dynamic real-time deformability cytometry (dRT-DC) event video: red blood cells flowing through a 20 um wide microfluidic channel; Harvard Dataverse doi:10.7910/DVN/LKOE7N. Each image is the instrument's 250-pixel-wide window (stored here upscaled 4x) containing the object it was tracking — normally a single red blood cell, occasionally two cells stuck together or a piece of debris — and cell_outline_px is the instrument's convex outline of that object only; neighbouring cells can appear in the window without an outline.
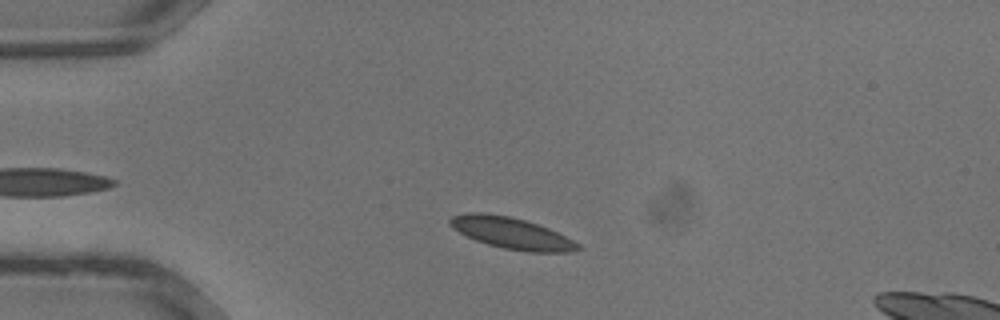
{"species": "common noctule bat (a hibernating species)", "species_latin": "Nyctalus noctula", "temperature_condition": "warm", "stored_images_in_passage": 23, "camera_frame_rate_fps": 3000, "um_per_image_px": 0.085, "animal": {"sex": "male", "body_mass_g": 13.3}, "frame": {"image": 1, "passage_image": 4, "time_ms": 1.0, "image_size_px": [1000, 320], "cell_outline_px": [[584, 248], [572, 252], [528, 252], [504, 248], [488, 244], [476, 240], [452, 228], [448, 224], [448, 220], [452, 216], [464, 212], [488, 212], [508, 216], [524, 220], [548, 228], [580, 244]], "centroid_in_image_um": [43.46, 19.81], "position_along_channel_um": 41.5, "area_um2": 23.41}}
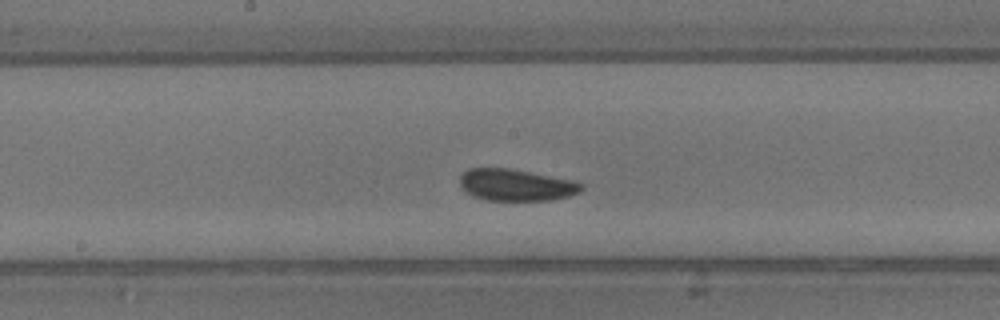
{"frame": {"image": 2, "passage_image": 14, "time_ms": 4.333, "image_size_px": [1000, 320], "cell_outline_px": [[584, 188], [580, 192], [568, 196], [552, 200], [488, 200], [472, 196], [460, 184], [460, 176], [468, 168], [508, 168], [572, 180], [584, 184]], "centroid_in_image_um": [43.88, 15.72], "position_along_channel_um": 204.3, "area_um2": 22.31}}
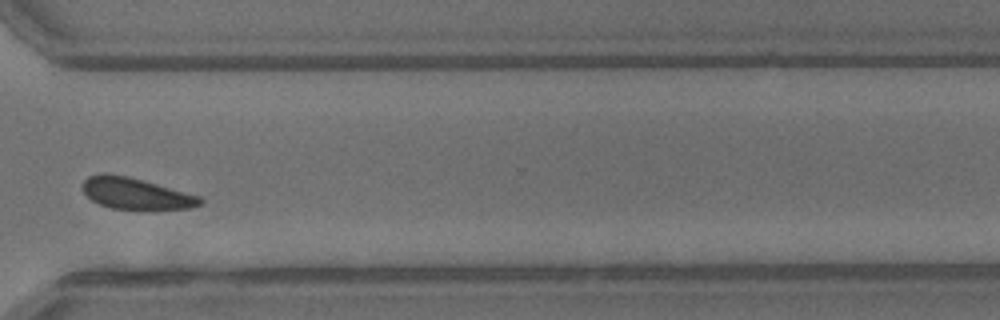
{"frame": {"image": 3, "passage_image": 22, "time_ms": 7.0, "image_size_px": [1000, 320], "cell_outline_px": [[204, 200], [200, 204], [188, 208], [112, 208], [100, 204], [92, 200], [84, 192], [84, 180], [88, 176], [104, 172], [128, 176], [200, 196]], "centroid_in_image_um": [11.52, 16.42], "position_along_channel_um": 359.1, "area_um2": 20.87}}